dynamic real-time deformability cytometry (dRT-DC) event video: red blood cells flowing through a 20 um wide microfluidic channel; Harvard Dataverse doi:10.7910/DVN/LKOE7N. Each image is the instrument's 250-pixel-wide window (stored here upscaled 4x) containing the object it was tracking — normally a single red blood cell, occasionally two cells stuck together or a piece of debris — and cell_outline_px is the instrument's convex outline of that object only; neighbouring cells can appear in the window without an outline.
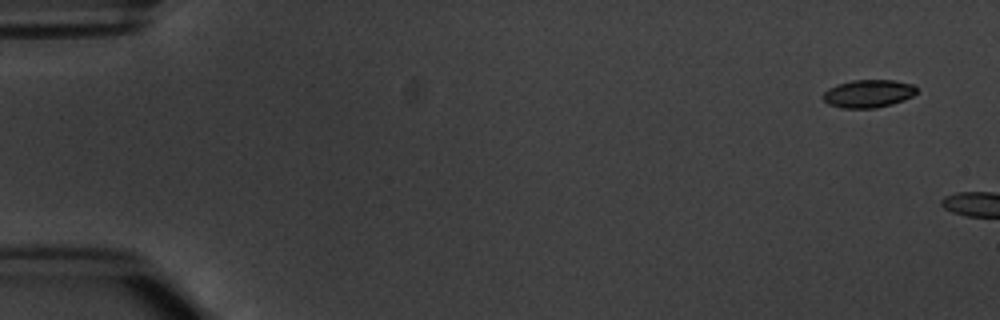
{"species": "common noctule bat (a hibernating species)", "species_latin": "Nyctalus noctula", "temperature_condition": "warm", "stored_images_in_passage": 2, "camera_frame_rate_fps": 3000, "um_per_image_px": 0.085, "animal": {"sex": "male", "body_mass_g": 20.1, "forearm_length_mm": 53.5}, "frame": {"image": 1, "passage_image": 1, "time_ms": 0.0, "image_size_px": [1000, 320], "cell_outline_px": [[916, 92], [912, 96], [904, 100], [892, 104], [876, 108], [840, 108], [828, 104], [820, 96], [828, 88], [836, 84], [852, 80], [892, 80], [912, 84], [916, 88]], "centroid_in_image_um": [73.76, 7.96], "position_along_channel_um": 11.2, "area_um2": 15.32}}